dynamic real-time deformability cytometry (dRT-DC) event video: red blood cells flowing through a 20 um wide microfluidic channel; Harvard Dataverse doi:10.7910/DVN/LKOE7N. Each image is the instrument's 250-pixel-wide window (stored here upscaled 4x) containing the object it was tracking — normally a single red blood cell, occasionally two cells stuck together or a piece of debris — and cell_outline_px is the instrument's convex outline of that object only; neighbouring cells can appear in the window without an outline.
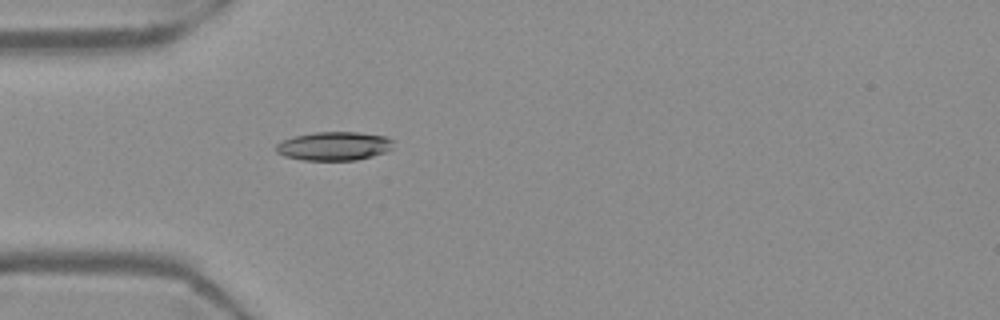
{"species": "Egyptian fruit bat (a non-hibernating species)", "species_latin": "Rousettus aegyptiacus", "temperature_condition": "warm", "stored_images_in_passage": 16, "camera_frame_rate_fps": 3000, "um_per_image_px": 0.085, "frame": {"image": 1, "passage_image": 2, "time_ms": 0.333, "image_size_px": [1000, 320], "cell_outline_px": [[380, 140], [372, 152], [364, 156], [340, 160], [324, 160], [296, 156], [308, 136], [376, 136]], "centroid_in_image_um": [28.7, 12.51], "position_along_channel_um": 56.3, "area_um2": 11.73}}
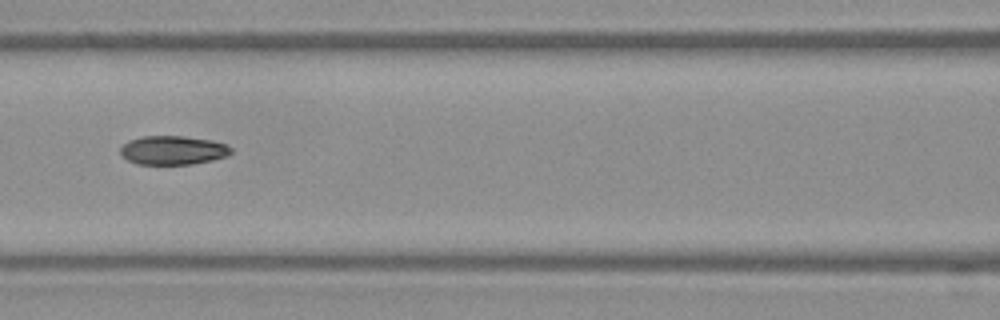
{"frame": {"image": 2, "passage_image": 10, "time_ms": 3.0, "image_size_px": [1000, 320], "cell_outline_px": [[224, 152], [216, 156], [200, 160], [176, 164], [156, 164], [140, 160], [140, 140], [196, 140], [220, 144], [224, 148]], "centroid_in_image_um": [15.1, 12.84], "position_along_channel_um": 151.5, "area_um2": 12.2}}
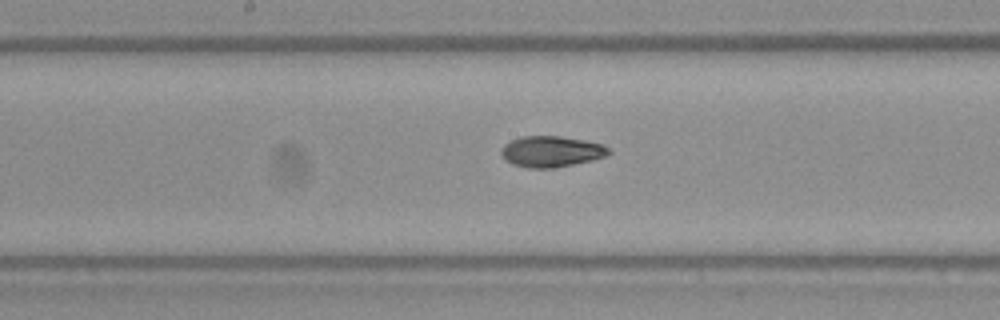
{"frame": {"image": 3, "passage_image": 14, "time_ms": 4.333, "image_size_px": [1000, 320], "cell_outline_px": [[604, 152], [580, 160], [560, 164], [528, 164], [528, 140], [568, 140], [592, 144], [600, 148]], "centroid_in_image_um": [47.56, 12.88], "position_along_channel_um": 200.6, "area_um2": 10.52}}